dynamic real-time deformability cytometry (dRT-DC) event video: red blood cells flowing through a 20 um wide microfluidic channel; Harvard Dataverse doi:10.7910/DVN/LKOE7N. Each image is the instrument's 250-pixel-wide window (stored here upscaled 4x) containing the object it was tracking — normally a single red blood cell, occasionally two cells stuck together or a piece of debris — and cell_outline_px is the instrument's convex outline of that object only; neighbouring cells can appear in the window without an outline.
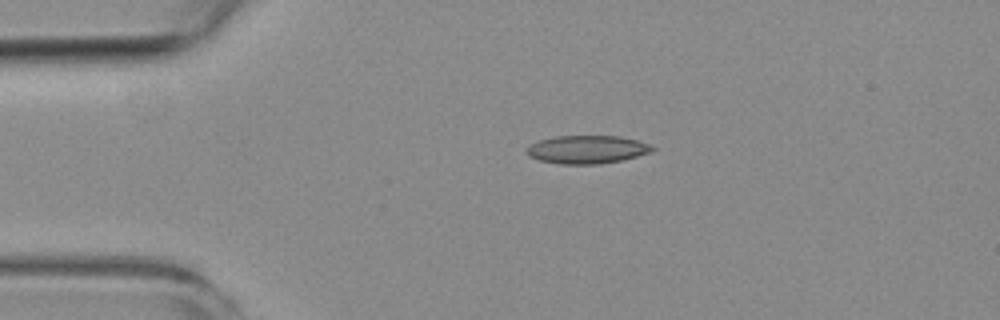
{"species": "common noctule bat (a hibernating species)", "species_latin": "Nyctalus noctula", "temperature_condition": "room temperature", "stored_images_in_passage": 4, "camera_frame_rate_fps": 3000, "um_per_image_px": 0.085, "animal": {"sex": "female", "body_mass_g": 19.3, "forearm_length_mm": 54.1}, "frame": {"image": 1, "passage_image": 2, "time_ms": 1.333, "image_size_px": [1000, 320], "cell_outline_px": [[656, 148], [652, 152], [620, 160], [600, 164], [560, 164], [540, 160], [528, 156], [528, 144], [540, 140], [556, 136], [620, 136], [636, 140], [648, 144]], "centroid_in_image_um": [49.89, 12.7], "position_along_channel_um": 35.1, "area_um2": 20.46}}
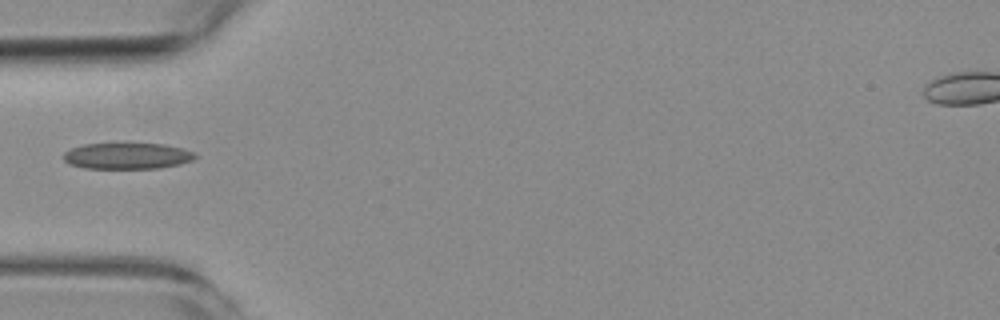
{"frame": {"image": 2, "passage_image": 3, "time_ms": 3.333, "image_size_px": [1000, 320], "cell_outline_px": [[196, 156], [192, 160], [180, 164], [160, 168], [84, 168], [68, 164], [64, 160], [64, 152], [72, 148], [84, 144], [164, 144], [180, 148], [192, 152]], "centroid_in_image_um": [10.78, 13.26], "position_along_channel_um": 74.2, "area_um2": 19.83}}
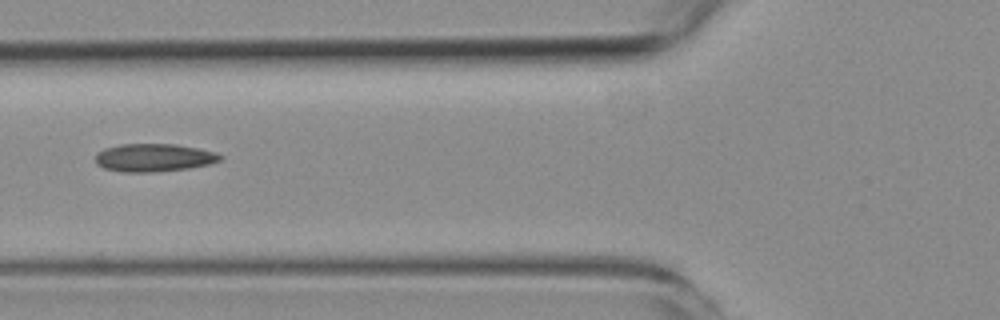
{"frame": {"image": 3, "passage_image": 4, "time_ms": 4.333, "image_size_px": [1000, 320], "cell_outline_px": [[224, 156], [220, 160], [208, 164], [188, 168], [156, 172], [124, 172], [104, 168], [96, 164], [96, 152], [104, 148], [120, 144], [176, 144], [216, 152]], "centroid_in_image_um": [13.05, 13.4], "position_along_channel_um": 112.7, "area_um2": 20.35}}